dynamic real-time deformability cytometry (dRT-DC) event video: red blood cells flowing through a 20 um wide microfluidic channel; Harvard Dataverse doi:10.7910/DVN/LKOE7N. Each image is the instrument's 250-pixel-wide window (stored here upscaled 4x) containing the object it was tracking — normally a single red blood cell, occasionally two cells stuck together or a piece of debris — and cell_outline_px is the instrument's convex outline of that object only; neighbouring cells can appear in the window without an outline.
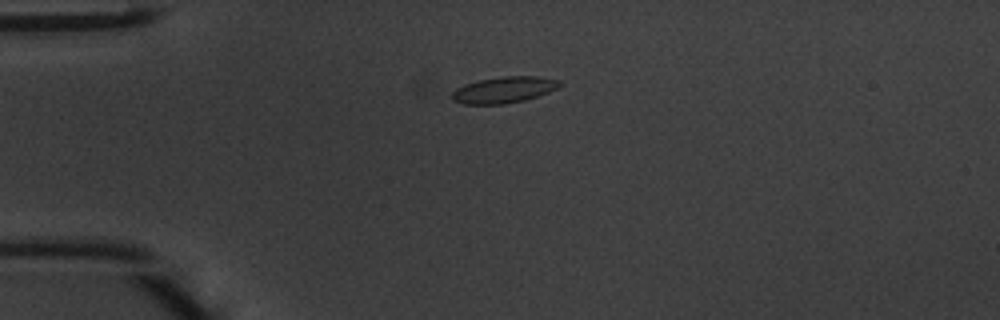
{"species": "common noctule bat (a hibernating species)", "species_latin": "Nyctalus noctula", "temperature_condition": "warm", "stored_images_in_passage": 32, "camera_frame_rate_fps": 3000, "um_per_image_px": 0.085, "animal": {"sex": "male", "body_mass_g": 20.1, "forearm_length_mm": 53.5}, "frame": {"image": 1, "passage_image": 1, "time_ms": 0.0, "image_size_px": [1000, 320], "cell_outline_px": [[564, 84], [548, 92], [524, 100], [504, 104], [464, 104], [452, 100], [452, 92], [456, 88], [464, 84], [480, 80], [504, 76], [536, 76], [560, 80]], "centroid_in_image_um": [42.83, 7.63], "position_along_channel_um": 42.2, "area_um2": 16.42}}
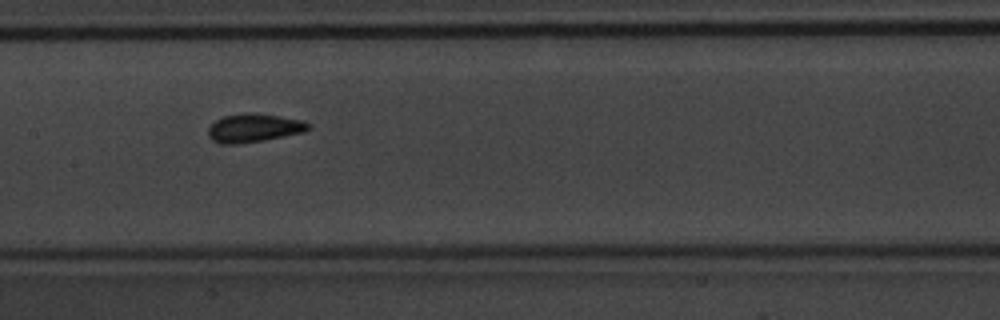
{"frame": {"image": 2, "passage_image": 13, "time_ms": 4.0, "image_size_px": [1000, 320], "cell_outline_px": [[312, 128], [304, 132], [264, 140], [236, 144], [220, 144], [212, 140], [208, 136], [208, 128], [216, 120], [224, 116], [252, 112], [280, 116], [304, 120], [312, 124]], "centroid_in_image_um": [21.62, 10.87], "position_along_channel_um": 185.8, "area_um2": 16.76}}
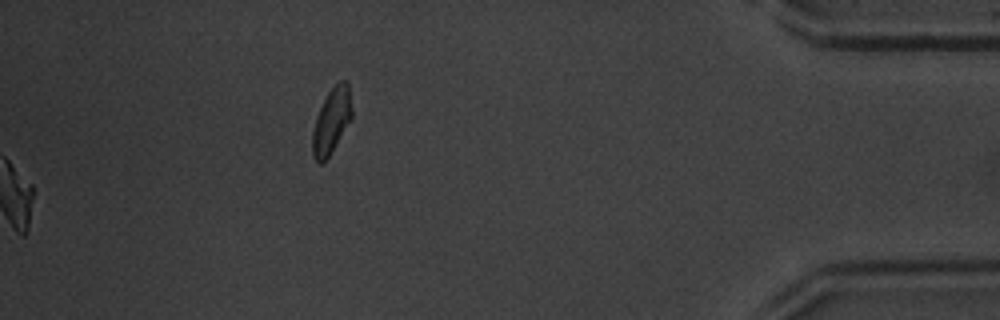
{"frame": {"image": 3, "passage_image": 32, "time_ms": 10.333, "image_size_px": [1000, 320], "cell_outline_px": [[352, 116], [328, 156], [320, 164], [312, 156], [312, 132], [316, 116], [328, 92], [340, 80], [348, 80], [352, 108]], "centroid_in_image_um": [28.17, 10.23], "position_along_channel_um": 407.0, "area_um2": 14.68}, "authors_computed_cell_mechanics": {"area_um2": 15.7794, "velocity_mm_per_s": 4.23, "shape_relaxation_time_tau1_ms": 2.1409, "shape_relaxation_time_tau2_ms": 0.8535, "deformation_change_tau1": 0.0984, "deformation_change_tau2": 0.0582}}